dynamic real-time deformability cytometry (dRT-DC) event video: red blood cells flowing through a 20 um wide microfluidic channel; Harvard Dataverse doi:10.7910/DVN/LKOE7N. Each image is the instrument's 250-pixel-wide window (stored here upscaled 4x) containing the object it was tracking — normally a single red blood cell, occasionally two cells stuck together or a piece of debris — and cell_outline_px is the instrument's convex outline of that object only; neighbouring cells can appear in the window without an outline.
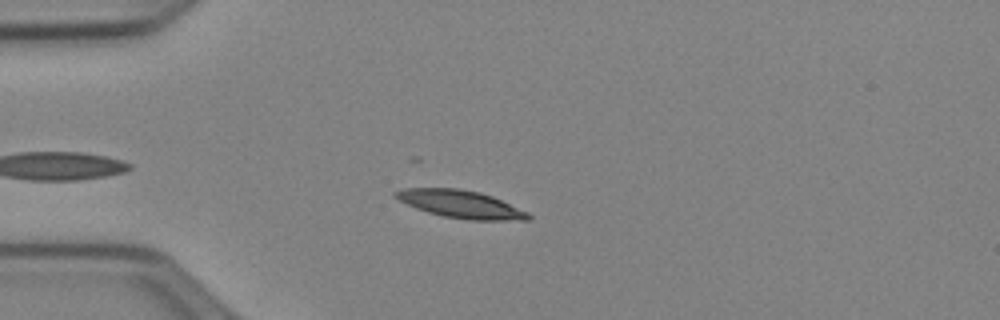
{"species": "Egyptian fruit bat (a non-hibernating species)", "species_latin": "Rousettus aegyptiacus", "temperature_condition": "cold", "stored_images_in_passage": 33, "camera_frame_rate_fps": 3000, "um_per_image_px": 0.085, "animal": {"sex": "female"}, "frame": {"image": 1, "passage_image": 6, "time_ms": 1.667, "image_size_px": [1000, 320], "cell_outline_px": [[532, 216], [528, 220], [468, 220], [444, 216], [428, 212], [416, 208], [392, 196], [392, 192], [404, 188], [456, 188], [480, 192], [492, 196], [528, 212]], "centroid_in_image_um": [39.15, 17.35], "position_along_channel_um": 45.8, "area_um2": 21.33}}
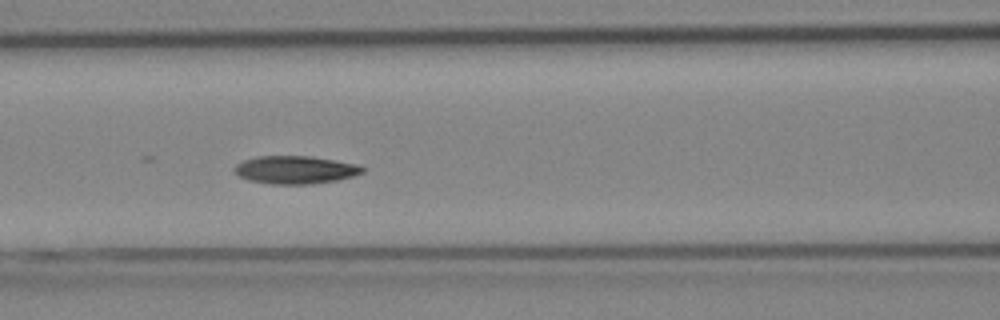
{"frame": {"image": 2, "passage_image": 15, "time_ms": 4.667, "image_size_px": [1000, 320], "cell_outline_px": [[368, 168], [364, 172], [352, 176], [336, 180], [312, 184], [272, 184], [248, 180], [240, 176], [236, 172], [236, 164], [244, 160], [256, 156], [312, 156], [356, 164]], "centroid_in_image_um": [25.14, 14.43], "position_along_channel_um": 141.5, "area_um2": 20.75}}
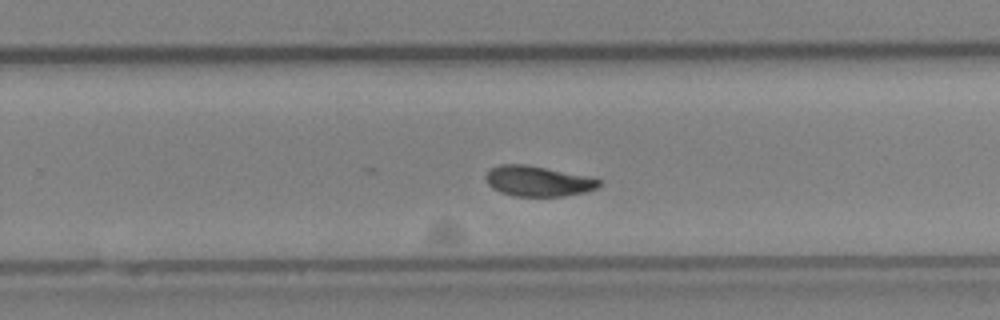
{"frame": {"image": 3, "passage_image": 26, "time_ms": 8.333, "image_size_px": [1000, 320], "cell_outline_px": [[600, 184], [596, 188], [584, 192], [564, 196], [512, 196], [500, 192], [492, 188], [488, 184], [484, 176], [492, 168], [500, 164], [528, 164], [584, 176], [600, 180]], "centroid_in_image_um": [45.66, 15.4], "position_along_channel_um": 284.1, "area_um2": 19.83}, "authors_computed_cell_mechanics": {"area_um2": 20.4612, "velocity_mm_per_s": 3.9009, "shape_relaxation_time_tau1_ms": 3.6509, "shape_relaxation_time_tau2_ms": 8.363, "deformation_change_tau1": 0.1417, "deformation_change_tau2": 0.0872}}